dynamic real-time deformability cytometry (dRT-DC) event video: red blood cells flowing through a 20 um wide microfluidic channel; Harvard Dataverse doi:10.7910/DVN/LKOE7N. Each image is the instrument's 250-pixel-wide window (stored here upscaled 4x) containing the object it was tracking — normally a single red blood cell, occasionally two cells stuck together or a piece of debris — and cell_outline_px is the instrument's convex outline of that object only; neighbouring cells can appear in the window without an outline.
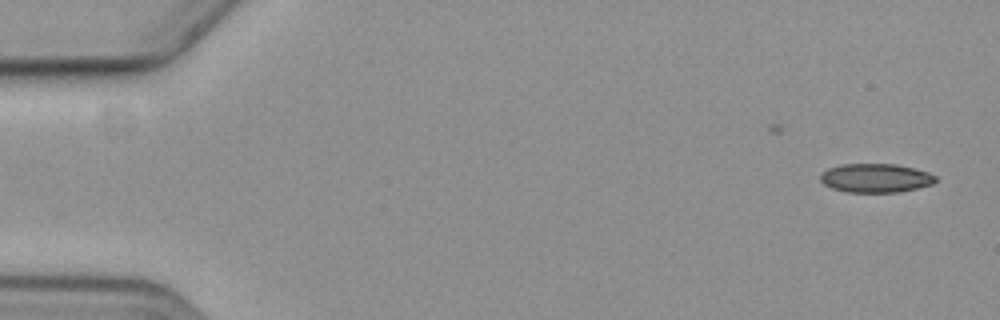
{"species": "common noctule bat (a hibernating species)", "species_latin": "Nyctalus noctula", "temperature_condition": "cold", "stored_images_in_passage": 2, "camera_frame_rate_fps": 3000, "um_per_image_px": 0.085, "animal": {"sex": "female", "body_mass_g": 19.3, "forearm_length_mm": 54.1}, "frame": {"image": 1, "passage_image": 2, "time_ms": 1.333, "image_size_px": [1000, 320], "cell_outline_px": [[936, 180], [932, 184], [900, 192], [848, 192], [832, 188], [824, 184], [820, 180], [820, 176], [828, 168], [840, 164], [896, 164], [928, 172], [936, 176]], "centroid_in_image_um": [74.42, 15.13], "position_along_channel_um": 10.6, "area_um2": 19.25}}